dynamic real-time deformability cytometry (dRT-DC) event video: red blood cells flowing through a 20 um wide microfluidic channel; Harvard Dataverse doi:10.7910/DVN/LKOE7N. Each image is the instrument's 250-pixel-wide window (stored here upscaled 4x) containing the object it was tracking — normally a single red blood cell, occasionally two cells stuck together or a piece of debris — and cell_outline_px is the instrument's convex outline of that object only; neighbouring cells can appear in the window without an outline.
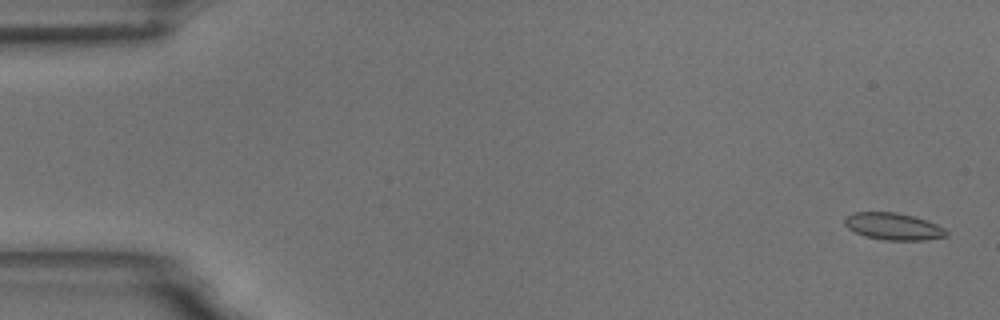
{"species": "common noctule bat (a hibernating species)", "species_latin": "Nyctalus noctula", "temperature_condition": "room temperature", "stored_images_in_passage": 55, "camera_frame_rate_fps": 3000, "um_per_image_px": 0.085, "animal": {"sex": "male", "body_mass_g": 18.8}, "frame": {"image": 1, "passage_image": 2, "time_ms": 0.333, "image_size_px": [1000, 320], "cell_outline_px": [[948, 236], [924, 240], [884, 240], [864, 236], [848, 228], [844, 224], [844, 216], [852, 212], [896, 212], [912, 216], [936, 224], [944, 228], [948, 232]], "centroid_in_image_um": [75.9, 19.24], "position_along_channel_um": 9.1, "area_um2": 16.01}}
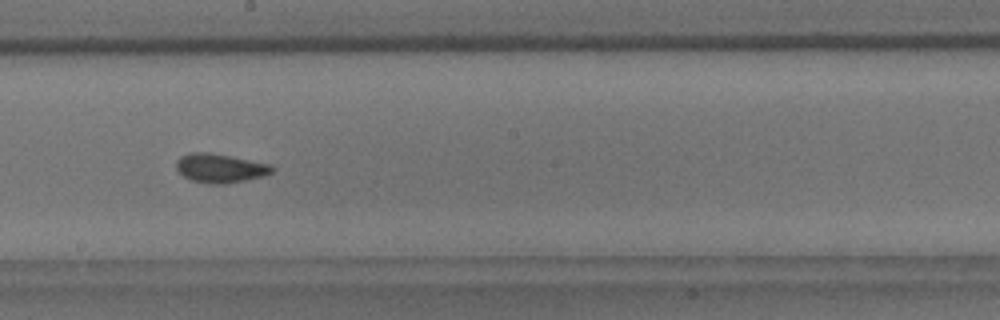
{"frame": {"image": 2, "passage_image": 31, "time_ms": 10.0, "image_size_px": [1000, 320], "cell_outline_px": [[276, 168], [272, 172], [264, 176], [228, 184], [208, 184], [192, 180], [184, 176], [176, 168], [176, 160], [180, 156], [192, 152], [208, 152], [272, 164]], "centroid_in_image_um": [18.74, 14.3], "position_along_channel_um": 229.5, "area_um2": 16.3}}
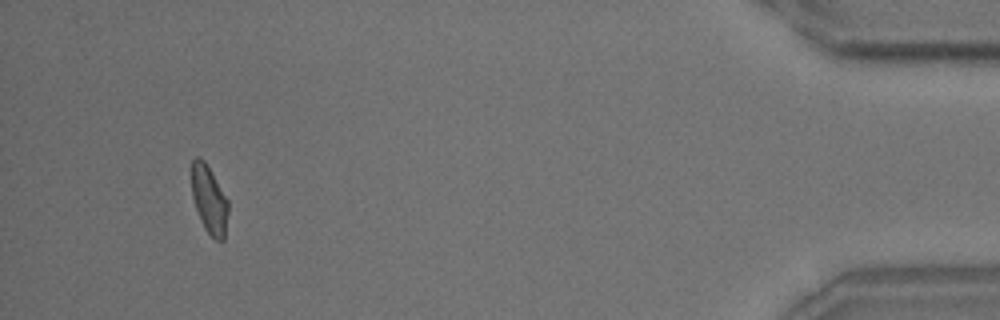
{"frame": {"image": 3, "passage_image": 52, "time_ms": 17.0, "image_size_px": [1000, 320], "cell_outline_px": [[228, 212], [224, 240], [216, 240], [204, 228], [200, 220], [192, 196], [192, 160], [196, 156], [204, 160], [228, 200]], "centroid_in_image_um": [17.78, 16.98], "position_along_channel_um": 417.4, "area_um2": 14.28}, "authors_computed_cell_mechanics": {"area_um2": 15.5482, "velocity_mm_per_s": 3.6914, "shape_relaxation_time_tau1_ms": 4.5905, "shape_relaxation_time_tau2_ms": 1.4593, "deformation_change_tau1": 0.096, "deformation_change_tau2": 0.0601}}